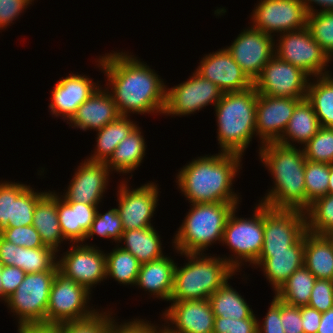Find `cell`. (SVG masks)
I'll list each match as a JSON object with an SVG mask.
<instances>
[{"label": "cell", "mask_w": 333, "mask_h": 333, "mask_svg": "<svg viewBox=\"0 0 333 333\" xmlns=\"http://www.w3.org/2000/svg\"><path fill=\"white\" fill-rule=\"evenodd\" d=\"M25 272L16 266H3L1 273L2 300L8 299L22 283Z\"/></svg>", "instance_id": "52"}, {"label": "cell", "mask_w": 333, "mask_h": 333, "mask_svg": "<svg viewBox=\"0 0 333 333\" xmlns=\"http://www.w3.org/2000/svg\"><path fill=\"white\" fill-rule=\"evenodd\" d=\"M130 120V115H120L116 120L97 131L96 149L87 160L106 162L118 144L137 126Z\"/></svg>", "instance_id": "32"}, {"label": "cell", "mask_w": 333, "mask_h": 333, "mask_svg": "<svg viewBox=\"0 0 333 333\" xmlns=\"http://www.w3.org/2000/svg\"><path fill=\"white\" fill-rule=\"evenodd\" d=\"M46 192H35L28 187L17 197L12 198V220L7 227L28 226L33 224L34 209L37 201Z\"/></svg>", "instance_id": "41"}, {"label": "cell", "mask_w": 333, "mask_h": 333, "mask_svg": "<svg viewBox=\"0 0 333 333\" xmlns=\"http://www.w3.org/2000/svg\"><path fill=\"white\" fill-rule=\"evenodd\" d=\"M241 157L237 153L221 151L215 155L197 157L178 172V188L191 204H240L239 195L231 188L236 174L242 168Z\"/></svg>", "instance_id": "2"}, {"label": "cell", "mask_w": 333, "mask_h": 333, "mask_svg": "<svg viewBox=\"0 0 333 333\" xmlns=\"http://www.w3.org/2000/svg\"><path fill=\"white\" fill-rule=\"evenodd\" d=\"M327 194L333 195V163L329 164V183Z\"/></svg>", "instance_id": "59"}, {"label": "cell", "mask_w": 333, "mask_h": 333, "mask_svg": "<svg viewBox=\"0 0 333 333\" xmlns=\"http://www.w3.org/2000/svg\"><path fill=\"white\" fill-rule=\"evenodd\" d=\"M237 209L238 207L233 209L226 221L222 243L229 246L228 248L234 254L229 258L223 256V259L237 272H240L241 266L244 265L243 262L254 265L262 252L263 204L259 203L255 206V213L253 212V216L250 218L237 217Z\"/></svg>", "instance_id": "7"}, {"label": "cell", "mask_w": 333, "mask_h": 333, "mask_svg": "<svg viewBox=\"0 0 333 333\" xmlns=\"http://www.w3.org/2000/svg\"><path fill=\"white\" fill-rule=\"evenodd\" d=\"M307 10L301 0H260L251 15V27L272 35L307 27ZM253 21V22H252Z\"/></svg>", "instance_id": "12"}, {"label": "cell", "mask_w": 333, "mask_h": 333, "mask_svg": "<svg viewBox=\"0 0 333 333\" xmlns=\"http://www.w3.org/2000/svg\"><path fill=\"white\" fill-rule=\"evenodd\" d=\"M307 10V13H312L316 11H333V0H301ZM317 4L321 6L322 8L314 9V7L311 4Z\"/></svg>", "instance_id": "57"}, {"label": "cell", "mask_w": 333, "mask_h": 333, "mask_svg": "<svg viewBox=\"0 0 333 333\" xmlns=\"http://www.w3.org/2000/svg\"><path fill=\"white\" fill-rule=\"evenodd\" d=\"M304 266L316 279L333 280V236L305 232Z\"/></svg>", "instance_id": "28"}, {"label": "cell", "mask_w": 333, "mask_h": 333, "mask_svg": "<svg viewBox=\"0 0 333 333\" xmlns=\"http://www.w3.org/2000/svg\"><path fill=\"white\" fill-rule=\"evenodd\" d=\"M261 162L271 172L273 187L261 201L270 208L306 210L305 164L303 148L278 142L259 147Z\"/></svg>", "instance_id": "3"}, {"label": "cell", "mask_w": 333, "mask_h": 333, "mask_svg": "<svg viewBox=\"0 0 333 333\" xmlns=\"http://www.w3.org/2000/svg\"><path fill=\"white\" fill-rule=\"evenodd\" d=\"M34 0H0V30L10 26Z\"/></svg>", "instance_id": "50"}, {"label": "cell", "mask_w": 333, "mask_h": 333, "mask_svg": "<svg viewBox=\"0 0 333 333\" xmlns=\"http://www.w3.org/2000/svg\"><path fill=\"white\" fill-rule=\"evenodd\" d=\"M116 246L106 255V277L123 285H136L141 263L128 251Z\"/></svg>", "instance_id": "36"}, {"label": "cell", "mask_w": 333, "mask_h": 333, "mask_svg": "<svg viewBox=\"0 0 333 333\" xmlns=\"http://www.w3.org/2000/svg\"><path fill=\"white\" fill-rule=\"evenodd\" d=\"M27 187L18 182H0V231L12 220V198H17Z\"/></svg>", "instance_id": "46"}, {"label": "cell", "mask_w": 333, "mask_h": 333, "mask_svg": "<svg viewBox=\"0 0 333 333\" xmlns=\"http://www.w3.org/2000/svg\"><path fill=\"white\" fill-rule=\"evenodd\" d=\"M110 172L105 162L85 159L74 172L65 193L58 195L65 202L99 205L107 189Z\"/></svg>", "instance_id": "20"}, {"label": "cell", "mask_w": 333, "mask_h": 333, "mask_svg": "<svg viewBox=\"0 0 333 333\" xmlns=\"http://www.w3.org/2000/svg\"><path fill=\"white\" fill-rule=\"evenodd\" d=\"M123 232L122 221L117 208H112L104 214L99 213L97 209L94 221L86 234L85 240L98 235L102 238H110L115 243H119Z\"/></svg>", "instance_id": "43"}, {"label": "cell", "mask_w": 333, "mask_h": 333, "mask_svg": "<svg viewBox=\"0 0 333 333\" xmlns=\"http://www.w3.org/2000/svg\"><path fill=\"white\" fill-rule=\"evenodd\" d=\"M302 99L271 97L258 94L256 106V135L263 144L278 142Z\"/></svg>", "instance_id": "19"}, {"label": "cell", "mask_w": 333, "mask_h": 333, "mask_svg": "<svg viewBox=\"0 0 333 333\" xmlns=\"http://www.w3.org/2000/svg\"><path fill=\"white\" fill-rule=\"evenodd\" d=\"M2 267L3 265L0 263V276H1V273H2ZM1 277H0V298L2 300V283H1Z\"/></svg>", "instance_id": "60"}, {"label": "cell", "mask_w": 333, "mask_h": 333, "mask_svg": "<svg viewBox=\"0 0 333 333\" xmlns=\"http://www.w3.org/2000/svg\"><path fill=\"white\" fill-rule=\"evenodd\" d=\"M215 317L234 318L237 320L250 318L254 312L228 281L217 289L208 299Z\"/></svg>", "instance_id": "33"}, {"label": "cell", "mask_w": 333, "mask_h": 333, "mask_svg": "<svg viewBox=\"0 0 333 333\" xmlns=\"http://www.w3.org/2000/svg\"><path fill=\"white\" fill-rule=\"evenodd\" d=\"M312 80L315 82H309L306 99L312 104L320 126L333 127V79L327 74Z\"/></svg>", "instance_id": "34"}, {"label": "cell", "mask_w": 333, "mask_h": 333, "mask_svg": "<svg viewBox=\"0 0 333 333\" xmlns=\"http://www.w3.org/2000/svg\"><path fill=\"white\" fill-rule=\"evenodd\" d=\"M18 246L5 240L0 235V263L3 266H16Z\"/></svg>", "instance_id": "55"}, {"label": "cell", "mask_w": 333, "mask_h": 333, "mask_svg": "<svg viewBox=\"0 0 333 333\" xmlns=\"http://www.w3.org/2000/svg\"><path fill=\"white\" fill-rule=\"evenodd\" d=\"M307 28L328 57L333 58V11L309 13Z\"/></svg>", "instance_id": "40"}, {"label": "cell", "mask_w": 333, "mask_h": 333, "mask_svg": "<svg viewBox=\"0 0 333 333\" xmlns=\"http://www.w3.org/2000/svg\"><path fill=\"white\" fill-rule=\"evenodd\" d=\"M305 158L312 162L333 163V127H320L303 146Z\"/></svg>", "instance_id": "42"}, {"label": "cell", "mask_w": 333, "mask_h": 333, "mask_svg": "<svg viewBox=\"0 0 333 333\" xmlns=\"http://www.w3.org/2000/svg\"><path fill=\"white\" fill-rule=\"evenodd\" d=\"M172 243L177 253H203L208 246L222 242L226 221L238 204L192 203Z\"/></svg>", "instance_id": "6"}, {"label": "cell", "mask_w": 333, "mask_h": 333, "mask_svg": "<svg viewBox=\"0 0 333 333\" xmlns=\"http://www.w3.org/2000/svg\"><path fill=\"white\" fill-rule=\"evenodd\" d=\"M141 128L136 126L127 137H125L116 147L113 154L105 162L108 169L119 174H128L135 171L142 163L146 151V142L140 131Z\"/></svg>", "instance_id": "30"}, {"label": "cell", "mask_w": 333, "mask_h": 333, "mask_svg": "<svg viewBox=\"0 0 333 333\" xmlns=\"http://www.w3.org/2000/svg\"><path fill=\"white\" fill-rule=\"evenodd\" d=\"M71 246L58 259L59 271L91 292L94 285L107 279L106 253L87 243Z\"/></svg>", "instance_id": "15"}, {"label": "cell", "mask_w": 333, "mask_h": 333, "mask_svg": "<svg viewBox=\"0 0 333 333\" xmlns=\"http://www.w3.org/2000/svg\"><path fill=\"white\" fill-rule=\"evenodd\" d=\"M98 207L80 202H65L57 193V213L64 239L71 244L84 243Z\"/></svg>", "instance_id": "25"}, {"label": "cell", "mask_w": 333, "mask_h": 333, "mask_svg": "<svg viewBox=\"0 0 333 333\" xmlns=\"http://www.w3.org/2000/svg\"><path fill=\"white\" fill-rule=\"evenodd\" d=\"M279 39L275 41H278L275 44V55L281 60L302 69L310 77L327 75L330 72L327 65L333 59H330L313 39L307 27L284 32Z\"/></svg>", "instance_id": "10"}, {"label": "cell", "mask_w": 333, "mask_h": 333, "mask_svg": "<svg viewBox=\"0 0 333 333\" xmlns=\"http://www.w3.org/2000/svg\"><path fill=\"white\" fill-rule=\"evenodd\" d=\"M156 229L152 227L139 228L122 233L120 247L131 253L141 264L157 260L165 256L162 252V242ZM124 242V243H123Z\"/></svg>", "instance_id": "31"}, {"label": "cell", "mask_w": 333, "mask_h": 333, "mask_svg": "<svg viewBox=\"0 0 333 333\" xmlns=\"http://www.w3.org/2000/svg\"><path fill=\"white\" fill-rule=\"evenodd\" d=\"M280 318L284 333H304L301 306H292L280 300Z\"/></svg>", "instance_id": "49"}, {"label": "cell", "mask_w": 333, "mask_h": 333, "mask_svg": "<svg viewBox=\"0 0 333 333\" xmlns=\"http://www.w3.org/2000/svg\"><path fill=\"white\" fill-rule=\"evenodd\" d=\"M145 321V319H134L132 321L123 322L120 325L114 321L111 333H163L162 327Z\"/></svg>", "instance_id": "53"}, {"label": "cell", "mask_w": 333, "mask_h": 333, "mask_svg": "<svg viewBox=\"0 0 333 333\" xmlns=\"http://www.w3.org/2000/svg\"><path fill=\"white\" fill-rule=\"evenodd\" d=\"M321 313L333 307V280L316 279L308 305Z\"/></svg>", "instance_id": "47"}, {"label": "cell", "mask_w": 333, "mask_h": 333, "mask_svg": "<svg viewBox=\"0 0 333 333\" xmlns=\"http://www.w3.org/2000/svg\"><path fill=\"white\" fill-rule=\"evenodd\" d=\"M320 127L312 104L305 98L296 105L278 143L294 146L293 142H297L304 146L318 132Z\"/></svg>", "instance_id": "29"}, {"label": "cell", "mask_w": 333, "mask_h": 333, "mask_svg": "<svg viewBox=\"0 0 333 333\" xmlns=\"http://www.w3.org/2000/svg\"><path fill=\"white\" fill-rule=\"evenodd\" d=\"M176 263L166 255L140 266L135 286L149 292L157 299L170 301Z\"/></svg>", "instance_id": "26"}, {"label": "cell", "mask_w": 333, "mask_h": 333, "mask_svg": "<svg viewBox=\"0 0 333 333\" xmlns=\"http://www.w3.org/2000/svg\"><path fill=\"white\" fill-rule=\"evenodd\" d=\"M49 247L26 248L18 246L16 267L27 273L58 271V257Z\"/></svg>", "instance_id": "37"}, {"label": "cell", "mask_w": 333, "mask_h": 333, "mask_svg": "<svg viewBox=\"0 0 333 333\" xmlns=\"http://www.w3.org/2000/svg\"><path fill=\"white\" fill-rule=\"evenodd\" d=\"M263 227L262 252L287 251L307 231L305 211L263 204Z\"/></svg>", "instance_id": "13"}, {"label": "cell", "mask_w": 333, "mask_h": 333, "mask_svg": "<svg viewBox=\"0 0 333 333\" xmlns=\"http://www.w3.org/2000/svg\"><path fill=\"white\" fill-rule=\"evenodd\" d=\"M283 329L280 318V299L274 295L262 325L258 319L257 333H284Z\"/></svg>", "instance_id": "51"}, {"label": "cell", "mask_w": 333, "mask_h": 333, "mask_svg": "<svg viewBox=\"0 0 333 333\" xmlns=\"http://www.w3.org/2000/svg\"><path fill=\"white\" fill-rule=\"evenodd\" d=\"M316 277L305 266L296 270L274 292L275 296L286 304L292 306H306L311 297Z\"/></svg>", "instance_id": "35"}, {"label": "cell", "mask_w": 333, "mask_h": 333, "mask_svg": "<svg viewBox=\"0 0 333 333\" xmlns=\"http://www.w3.org/2000/svg\"><path fill=\"white\" fill-rule=\"evenodd\" d=\"M120 116L113 97L108 89L100 86L86 101L77 109L69 120L70 126L86 131L94 129L101 130L108 123Z\"/></svg>", "instance_id": "23"}, {"label": "cell", "mask_w": 333, "mask_h": 333, "mask_svg": "<svg viewBox=\"0 0 333 333\" xmlns=\"http://www.w3.org/2000/svg\"><path fill=\"white\" fill-rule=\"evenodd\" d=\"M317 333H333V307L322 313Z\"/></svg>", "instance_id": "58"}, {"label": "cell", "mask_w": 333, "mask_h": 333, "mask_svg": "<svg viewBox=\"0 0 333 333\" xmlns=\"http://www.w3.org/2000/svg\"><path fill=\"white\" fill-rule=\"evenodd\" d=\"M0 235L16 246L26 248L44 247L39 233L32 225L6 227L0 231Z\"/></svg>", "instance_id": "45"}, {"label": "cell", "mask_w": 333, "mask_h": 333, "mask_svg": "<svg viewBox=\"0 0 333 333\" xmlns=\"http://www.w3.org/2000/svg\"><path fill=\"white\" fill-rule=\"evenodd\" d=\"M90 294L87 288L66 277L58 270L50 289L46 324L58 326L63 323L87 320L95 316L99 309L89 307Z\"/></svg>", "instance_id": "8"}, {"label": "cell", "mask_w": 333, "mask_h": 333, "mask_svg": "<svg viewBox=\"0 0 333 333\" xmlns=\"http://www.w3.org/2000/svg\"><path fill=\"white\" fill-rule=\"evenodd\" d=\"M307 231L333 236V195L316 199L305 210Z\"/></svg>", "instance_id": "38"}, {"label": "cell", "mask_w": 333, "mask_h": 333, "mask_svg": "<svg viewBox=\"0 0 333 333\" xmlns=\"http://www.w3.org/2000/svg\"><path fill=\"white\" fill-rule=\"evenodd\" d=\"M322 313L309 306H301V320L304 333H317Z\"/></svg>", "instance_id": "54"}, {"label": "cell", "mask_w": 333, "mask_h": 333, "mask_svg": "<svg viewBox=\"0 0 333 333\" xmlns=\"http://www.w3.org/2000/svg\"><path fill=\"white\" fill-rule=\"evenodd\" d=\"M32 226L39 233L43 245L56 253L61 242L66 241L62 235L57 213V193L47 191L38 201L34 209Z\"/></svg>", "instance_id": "27"}, {"label": "cell", "mask_w": 333, "mask_h": 333, "mask_svg": "<svg viewBox=\"0 0 333 333\" xmlns=\"http://www.w3.org/2000/svg\"><path fill=\"white\" fill-rule=\"evenodd\" d=\"M57 271L27 273L15 292L4 302L17 316L18 327L46 324V311L53 279Z\"/></svg>", "instance_id": "9"}, {"label": "cell", "mask_w": 333, "mask_h": 333, "mask_svg": "<svg viewBox=\"0 0 333 333\" xmlns=\"http://www.w3.org/2000/svg\"><path fill=\"white\" fill-rule=\"evenodd\" d=\"M254 266L263 270L276 292L296 270L304 266V235L287 251L261 252Z\"/></svg>", "instance_id": "24"}, {"label": "cell", "mask_w": 333, "mask_h": 333, "mask_svg": "<svg viewBox=\"0 0 333 333\" xmlns=\"http://www.w3.org/2000/svg\"><path fill=\"white\" fill-rule=\"evenodd\" d=\"M98 83L86 75L73 73L61 78L52 90V102L49 104L51 114L69 122L78 107L99 88Z\"/></svg>", "instance_id": "22"}, {"label": "cell", "mask_w": 333, "mask_h": 333, "mask_svg": "<svg viewBox=\"0 0 333 333\" xmlns=\"http://www.w3.org/2000/svg\"><path fill=\"white\" fill-rule=\"evenodd\" d=\"M97 62L120 115L164 113L167 86L147 63L119 51L105 53Z\"/></svg>", "instance_id": "1"}, {"label": "cell", "mask_w": 333, "mask_h": 333, "mask_svg": "<svg viewBox=\"0 0 333 333\" xmlns=\"http://www.w3.org/2000/svg\"><path fill=\"white\" fill-rule=\"evenodd\" d=\"M17 333H60L59 327L48 324L22 325Z\"/></svg>", "instance_id": "56"}, {"label": "cell", "mask_w": 333, "mask_h": 333, "mask_svg": "<svg viewBox=\"0 0 333 333\" xmlns=\"http://www.w3.org/2000/svg\"><path fill=\"white\" fill-rule=\"evenodd\" d=\"M310 76L302 69L274 55L253 82L258 94L305 99Z\"/></svg>", "instance_id": "11"}, {"label": "cell", "mask_w": 333, "mask_h": 333, "mask_svg": "<svg viewBox=\"0 0 333 333\" xmlns=\"http://www.w3.org/2000/svg\"><path fill=\"white\" fill-rule=\"evenodd\" d=\"M188 263L174 270L170 301L206 300L224 285L236 270L222 257L205 253H184Z\"/></svg>", "instance_id": "5"}, {"label": "cell", "mask_w": 333, "mask_h": 333, "mask_svg": "<svg viewBox=\"0 0 333 333\" xmlns=\"http://www.w3.org/2000/svg\"><path fill=\"white\" fill-rule=\"evenodd\" d=\"M222 94L223 92L216 84L194 71L187 81L175 87L166 88V104L163 114L188 116L209 104L215 106Z\"/></svg>", "instance_id": "14"}, {"label": "cell", "mask_w": 333, "mask_h": 333, "mask_svg": "<svg viewBox=\"0 0 333 333\" xmlns=\"http://www.w3.org/2000/svg\"><path fill=\"white\" fill-rule=\"evenodd\" d=\"M258 318L253 314L247 319L215 317L213 333H257Z\"/></svg>", "instance_id": "48"}, {"label": "cell", "mask_w": 333, "mask_h": 333, "mask_svg": "<svg viewBox=\"0 0 333 333\" xmlns=\"http://www.w3.org/2000/svg\"><path fill=\"white\" fill-rule=\"evenodd\" d=\"M257 98L254 86L222 94L214 106L221 152L244 154L256 134Z\"/></svg>", "instance_id": "4"}, {"label": "cell", "mask_w": 333, "mask_h": 333, "mask_svg": "<svg viewBox=\"0 0 333 333\" xmlns=\"http://www.w3.org/2000/svg\"><path fill=\"white\" fill-rule=\"evenodd\" d=\"M304 180L307 209L316 199L327 195L329 164L306 160Z\"/></svg>", "instance_id": "39"}, {"label": "cell", "mask_w": 333, "mask_h": 333, "mask_svg": "<svg viewBox=\"0 0 333 333\" xmlns=\"http://www.w3.org/2000/svg\"><path fill=\"white\" fill-rule=\"evenodd\" d=\"M170 302L163 313L164 324L168 323L163 333H213L215 315L208 299Z\"/></svg>", "instance_id": "18"}, {"label": "cell", "mask_w": 333, "mask_h": 333, "mask_svg": "<svg viewBox=\"0 0 333 333\" xmlns=\"http://www.w3.org/2000/svg\"><path fill=\"white\" fill-rule=\"evenodd\" d=\"M108 312V313H107ZM110 311L98 312L90 319L58 325L60 333H111L115 321Z\"/></svg>", "instance_id": "44"}, {"label": "cell", "mask_w": 333, "mask_h": 333, "mask_svg": "<svg viewBox=\"0 0 333 333\" xmlns=\"http://www.w3.org/2000/svg\"><path fill=\"white\" fill-rule=\"evenodd\" d=\"M120 182L117 194L118 214L124 231L152 227L151 218L158 206L159 189L154 182L131 188Z\"/></svg>", "instance_id": "16"}, {"label": "cell", "mask_w": 333, "mask_h": 333, "mask_svg": "<svg viewBox=\"0 0 333 333\" xmlns=\"http://www.w3.org/2000/svg\"><path fill=\"white\" fill-rule=\"evenodd\" d=\"M241 70L254 82L263 67L275 55L273 36L252 27L243 30L231 46H226Z\"/></svg>", "instance_id": "17"}, {"label": "cell", "mask_w": 333, "mask_h": 333, "mask_svg": "<svg viewBox=\"0 0 333 333\" xmlns=\"http://www.w3.org/2000/svg\"><path fill=\"white\" fill-rule=\"evenodd\" d=\"M201 59L195 71L216 84L223 93L244 91L253 86V82L226 48L207 54Z\"/></svg>", "instance_id": "21"}]
</instances>
